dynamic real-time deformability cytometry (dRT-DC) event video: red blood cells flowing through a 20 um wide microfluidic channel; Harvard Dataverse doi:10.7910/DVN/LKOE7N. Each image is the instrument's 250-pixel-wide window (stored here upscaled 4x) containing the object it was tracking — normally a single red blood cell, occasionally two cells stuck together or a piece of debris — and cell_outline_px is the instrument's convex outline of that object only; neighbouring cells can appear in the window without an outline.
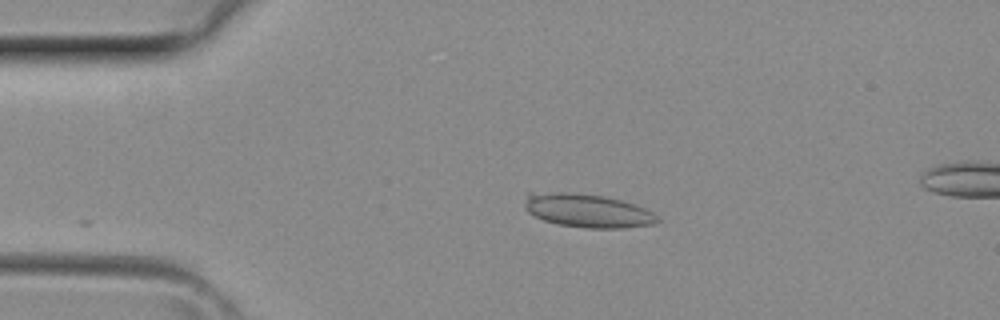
{"species": "common noctule bat (a hibernating species)", "species_latin": "Nyctalus noctula", "temperature_condition": "room temperature", "stored_images_in_passage": 4, "camera_frame_rate_fps": 3000, "um_per_image_px": 0.085, "animal": {"sex": "female", "body_mass_g": 29.2, "forearm_length_mm": 56.3}, "frame": {"image": 1, "passage_image": 2, "time_ms": 0.333, "image_size_px": [1000, 320], "cell_outline_px": [[660, 220], [652, 224], [620, 228], [588, 228], [560, 224], [544, 220], [528, 212], [524, 208], [524, 204], [528, 192], [568, 192], [604, 196], [620, 200], [644, 208], [652, 212]], "centroid_in_image_um": [49.89, 17.89], "position_along_channel_um": 35.1, "area_um2": 25.66}}